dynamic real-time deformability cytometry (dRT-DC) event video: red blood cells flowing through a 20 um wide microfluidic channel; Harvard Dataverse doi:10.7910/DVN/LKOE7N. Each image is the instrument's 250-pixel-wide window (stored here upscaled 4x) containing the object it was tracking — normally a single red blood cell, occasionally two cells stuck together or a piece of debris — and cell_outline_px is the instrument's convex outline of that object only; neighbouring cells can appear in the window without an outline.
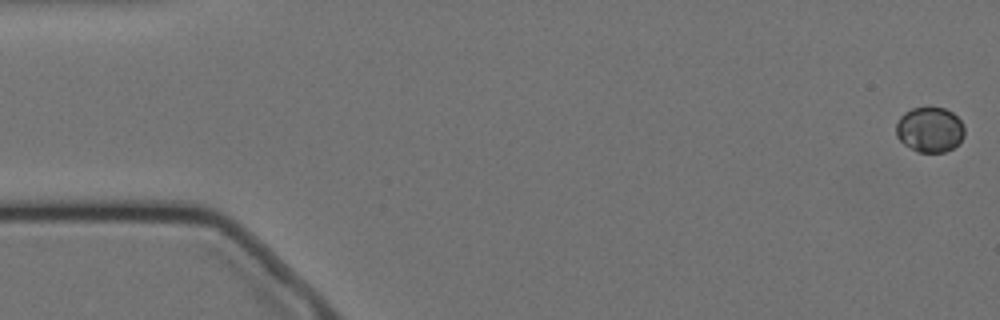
{"species": "Egyptian fruit bat (a non-hibernating species)", "species_latin": "Rousettus aegyptiacus", "temperature_condition": "cold", "stored_images_in_passage": 59, "camera_frame_rate_fps": 3000, "um_per_image_px": 0.085, "animal": {"sex": "female"}, "frame": {"image": 1, "passage_image": 1, "time_ms": 0.0, "image_size_px": [1000, 320], "cell_outline_px": [[964, 136], [952, 148], [944, 152], [916, 152], [904, 144], [896, 136], [896, 124], [900, 116], [904, 112], [912, 108], [944, 108], [952, 112], [964, 124]], "centroid_in_image_um": [79.01, 11.02], "position_along_channel_um": 6.0, "area_um2": 17.98}}
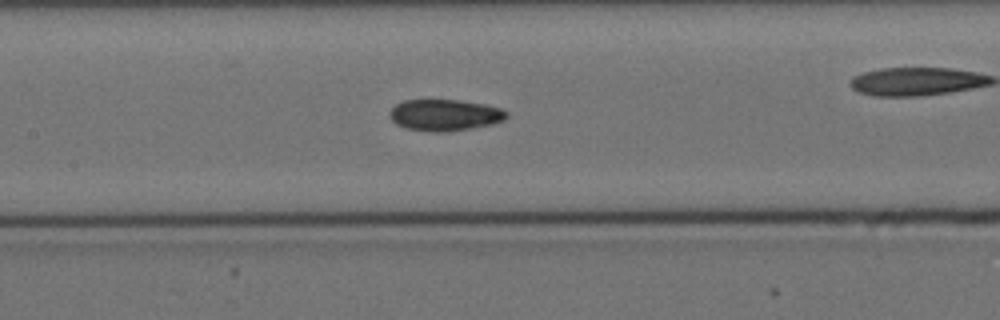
{"frame": {"image": 2, "passage_image": 26, "time_ms": 8.333, "image_size_px": [1000, 320], "cell_outline_px": [[508, 116], [504, 120], [492, 124], [444, 132], [432, 132], [408, 128], [396, 124], [388, 116], [388, 112], [396, 104], [404, 100], [456, 100], [484, 104], [500, 108], [508, 112]], "centroid_in_image_um": [37.78, 9.77], "position_along_channel_um": 169.6, "area_um2": 21.27}}
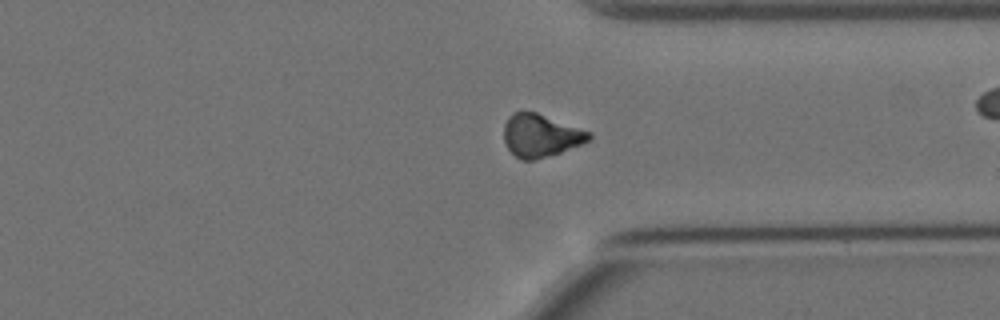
{"frame": {"image": 3, "passage_image": 43, "time_ms": 14.0, "image_size_px": [1000, 320], "cell_outline_px": [[592, 136], [588, 140], [580, 144], [560, 152], [532, 160], [520, 160], [508, 148], [504, 140], [504, 124], [508, 116], [512, 112], [536, 112], [592, 132]], "centroid_in_image_um": [45.94, 11.5], "position_along_channel_um": 365.5, "area_um2": 20.98}, "authors_computed_cell_mechanics": {"area_um2": 20.808, "velocity_mm_per_s": 3.4839, "shape_relaxation_time_tau1_ms": 7.6424, "shape_relaxation_time_tau2_ms": 3.5749, "deformation_change_tau1": 0.1531, "deformation_change_tau2": 0.0802}}